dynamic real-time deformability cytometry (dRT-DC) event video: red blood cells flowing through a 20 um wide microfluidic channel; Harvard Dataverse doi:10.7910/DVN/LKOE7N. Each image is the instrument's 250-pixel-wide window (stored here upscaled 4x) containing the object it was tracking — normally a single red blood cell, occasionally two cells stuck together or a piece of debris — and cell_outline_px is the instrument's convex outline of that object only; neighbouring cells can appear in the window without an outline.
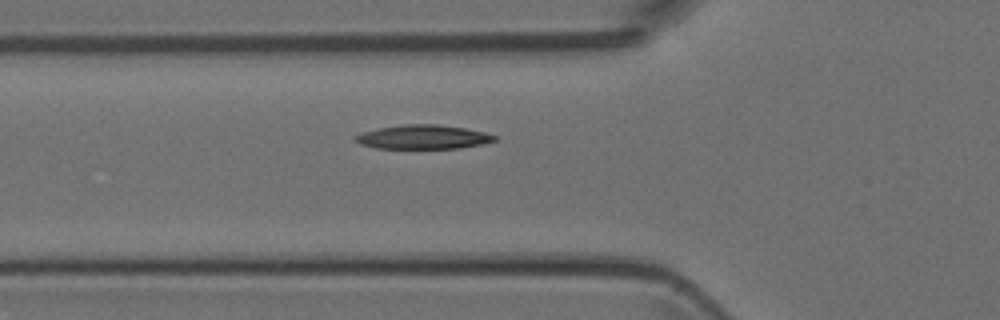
{"species": "Egyptian fruit bat (a non-hibernating species)", "species_latin": "Rousettus aegyptiacus", "temperature_condition": "room temperature", "stored_images_in_passage": 34, "segment_of_instrument_passage": [1, 2], "camera_frame_rate_fps": 3000, "um_per_image_px": 0.085, "animal": {"sex": "female"}, "frame": {"image": 1, "passage_image": 2, "time_ms": 0.333, "image_size_px": [1000, 320], "cell_outline_px": [[496, 140], [480, 144], [460, 148], [376, 148], [360, 144], [352, 140], [352, 136], [364, 132], [380, 128], [400, 124], [436, 124], [468, 128], [484, 132], [496, 136]], "centroid_in_image_um": [35.92, 11.64], "position_along_channel_um": 89.9, "area_um2": 19.54}}
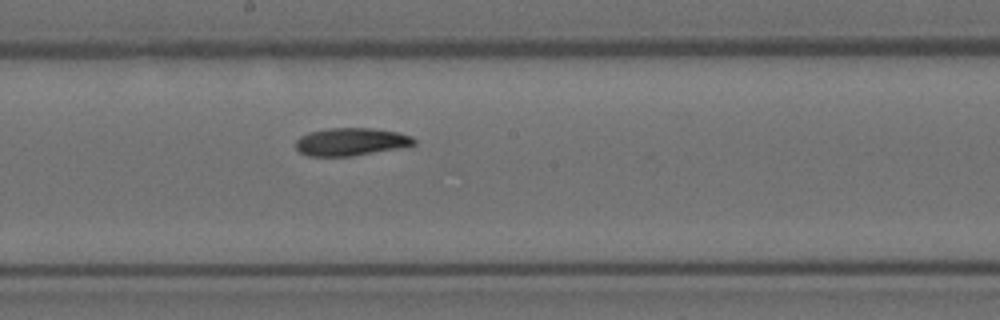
{"frame": {"image": 2, "passage_image": 11, "time_ms": 3.333, "image_size_px": [1000, 320], "cell_outline_px": [[416, 144], [396, 148], [352, 156], [308, 156], [300, 152], [296, 148], [296, 140], [300, 136], [308, 132], [328, 128], [372, 128], [396, 132], [412, 136], [416, 140]], "centroid_in_image_um": [29.79, 12.04], "position_along_channel_um": 218.4, "area_um2": 19.02}}
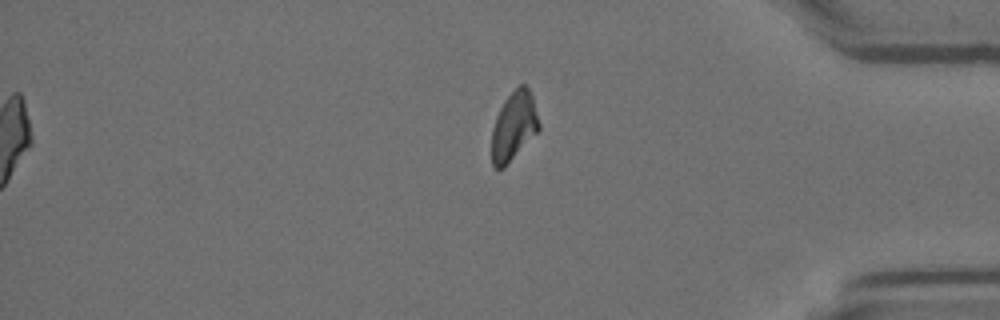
{"frame": {"image": 3, "passage_image": 25, "time_ms": 8.0, "image_size_px": [1000, 320], "cell_outline_px": [[540, 128], [504, 168], [496, 168], [492, 164], [492, 128], [496, 116], [504, 100], [520, 84], [524, 84], [528, 88], [532, 96], [540, 124]], "centroid_in_image_um": [43.66, 10.72], "position_along_channel_um": 391.5, "area_um2": 18.67}}